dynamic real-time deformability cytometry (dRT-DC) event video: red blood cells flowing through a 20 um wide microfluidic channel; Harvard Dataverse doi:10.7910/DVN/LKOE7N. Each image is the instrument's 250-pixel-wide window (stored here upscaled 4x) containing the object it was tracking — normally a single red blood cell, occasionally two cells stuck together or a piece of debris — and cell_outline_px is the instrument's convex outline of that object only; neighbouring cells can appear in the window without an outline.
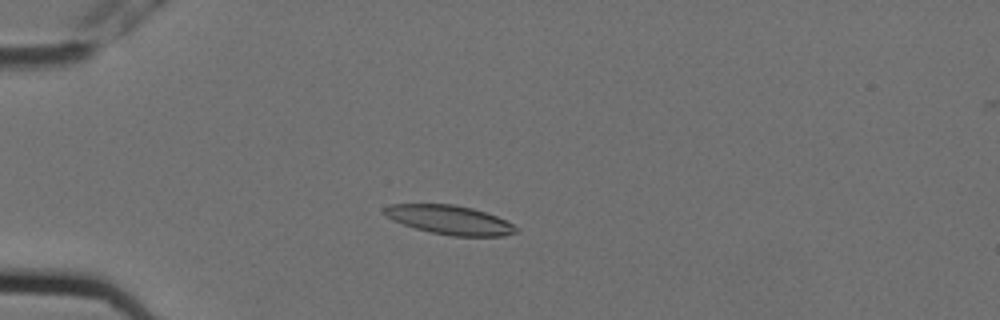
{"species": "Egyptian fruit bat (a non-hibernating species)", "species_latin": "Rousettus aegyptiacus", "temperature_condition": "cold", "stored_images_in_passage": 6, "camera_frame_rate_fps": 3000, "um_per_image_px": 0.085, "animal": {"sex": "female"}, "frame": {"image": 1, "passage_image": 5, "time_ms": 1.333, "image_size_px": [1000, 320], "cell_outline_px": [[516, 232], [504, 236], [452, 236], [432, 232], [416, 228], [392, 220], [380, 212], [388, 204], [452, 204], [472, 208], [496, 216], [512, 224], [516, 228]], "centroid_in_image_um": [38.16, 18.68], "position_along_channel_um": 46.8, "area_um2": 22.08}}